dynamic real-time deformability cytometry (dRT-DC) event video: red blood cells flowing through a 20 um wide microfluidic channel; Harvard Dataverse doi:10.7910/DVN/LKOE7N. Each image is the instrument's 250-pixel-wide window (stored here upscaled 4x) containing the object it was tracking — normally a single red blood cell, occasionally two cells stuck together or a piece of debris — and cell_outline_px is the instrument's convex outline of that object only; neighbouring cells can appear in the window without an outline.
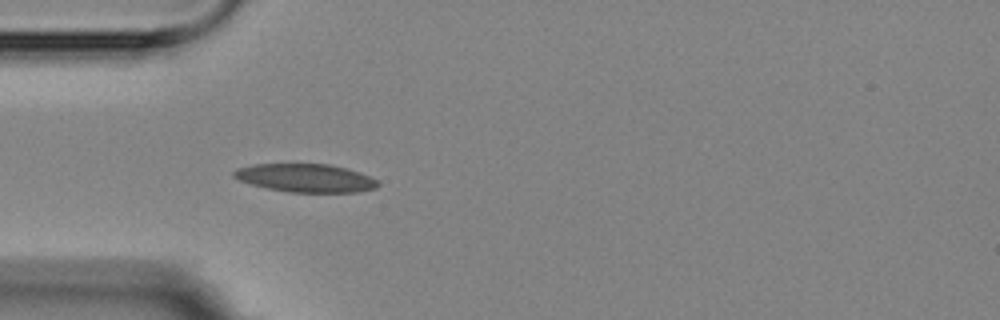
{"species": "Egyptian fruit bat (a non-hibernating species)", "species_latin": "Rousettus aegyptiacus", "temperature_condition": "room temperature", "stored_images_in_passage": 5, "camera_frame_rate_fps": 3000, "um_per_image_px": 0.085, "animal": {"sex": "female"}, "frame": {"image": 1, "passage_image": 5, "time_ms": 4.667, "image_size_px": [1000, 320], "cell_outline_px": [[380, 184], [376, 188], [356, 192], [288, 192], [268, 188], [252, 184], [240, 180], [232, 176], [232, 172], [236, 168], [256, 164], [328, 164], [348, 168], [360, 172], [376, 180]], "centroid_in_image_um": [25.98, 15.12], "position_along_channel_um": 59.0, "area_um2": 23.64}}